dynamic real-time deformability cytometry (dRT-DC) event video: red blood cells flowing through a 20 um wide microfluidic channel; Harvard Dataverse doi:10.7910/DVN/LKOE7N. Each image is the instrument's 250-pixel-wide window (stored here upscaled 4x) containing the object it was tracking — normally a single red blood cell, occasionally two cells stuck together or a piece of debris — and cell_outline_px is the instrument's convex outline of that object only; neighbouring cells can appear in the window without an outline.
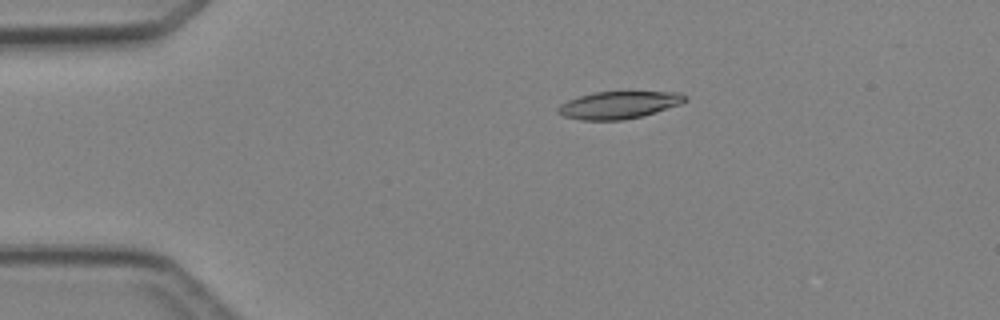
{"species": "Egyptian fruit bat (a non-hibernating species)", "species_latin": "Rousettus aegyptiacus", "temperature_condition": "cold", "stored_images_in_passage": 4, "camera_frame_rate_fps": 3000, "um_per_image_px": 0.085, "animal": {"sex": "female"}, "frame": {"image": 1, "passage_image": 3, "time_ms": 2.667, "image_size_px": [1000, 320], "cell_outline_px": [[688, 100], [680, 104], [640, 116], [624, 120], [580, 120], [564, 116], [556, 112], [556, 108], [560, 104], [568, 100], [580, 96], [596, 92], [628, 88], [680, 92], [688, 96]], "centroid_in_image_um": [52.66, 8.85], "position_along_channel_um": 32.3, "area_um2": 21.33}}